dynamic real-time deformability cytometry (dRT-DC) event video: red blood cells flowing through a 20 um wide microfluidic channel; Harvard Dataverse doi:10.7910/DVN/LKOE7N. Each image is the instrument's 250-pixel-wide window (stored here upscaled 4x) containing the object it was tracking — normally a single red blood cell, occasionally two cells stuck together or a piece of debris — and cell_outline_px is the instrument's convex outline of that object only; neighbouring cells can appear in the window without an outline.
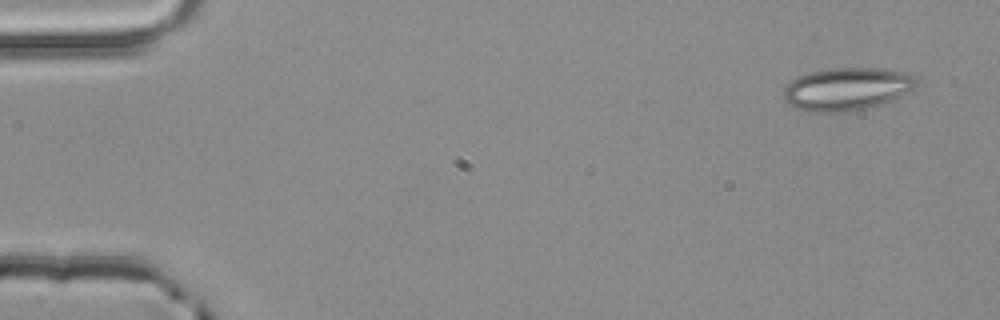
{"species": "common noctule bat (a hibernating species)", "species_latin": "Nyctalus noctula", "temperature_condition": "room temperature", "stored_images_in_passage": 5, "segment_of_instrument_passage": [2, 2], "camera_frame_rate_fps": 3000, "um_per_image_px": 0.085, "animal": {"sex": "male", "body_mass_g": 20.4}, "frame": {"image": 1, "passage_image": 5, "time_ms": 1.333, "image_size_px": [1000, 320], "cell_outline_px": [[916, 84], [912, 88], [880, 104], [864, 108], [840, 112], [812, 112], [796, 108], [788, 104], [784, 100], [784, 88], [792, 80], [808, 72], [832, 68], [876, 68], [908, 72], [916, 80]], "centroid_in_image_um": [71.91, 7.55], "position_along_channel_um": 13.1, "area_um2": 32.48}}